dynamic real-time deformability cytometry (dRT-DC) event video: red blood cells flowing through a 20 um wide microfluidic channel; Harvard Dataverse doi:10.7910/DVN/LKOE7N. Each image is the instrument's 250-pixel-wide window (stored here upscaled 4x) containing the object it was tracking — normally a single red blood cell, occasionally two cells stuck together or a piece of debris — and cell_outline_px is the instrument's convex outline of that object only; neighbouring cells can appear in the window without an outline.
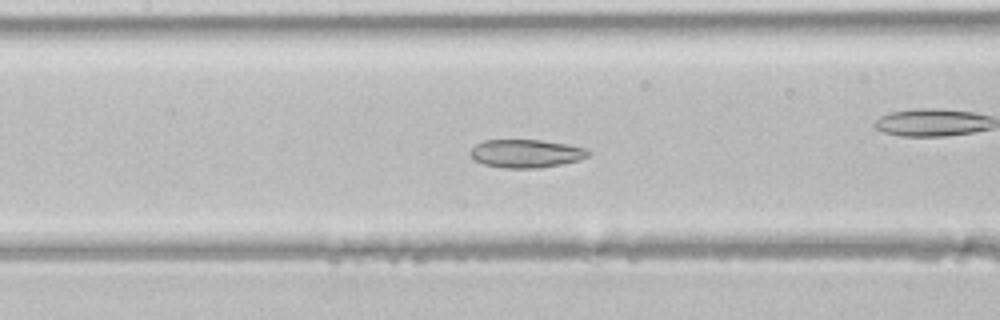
{"species": "common noctule bat (a hibernating species)", "species_latin": "Nyctalus noctula", "temperature_condition": "room temperature", "stored_images_in_passage": 45, "camera_frame_rate_fps": 3000, "um_per_image_px": 0.085, "animal": {"sex": "male", "body_mass_g": 21.5, "forearm_length_mm": 52.0}, "frame": {"image": 1, "passage_image": 20, "time_ms": 6.333, "image_size_px": [1000, 320], "cell_outline_px": [[592, 152], [588, 156], [580, 160], [540, 168], [504, 168], [484, 164], [476, 160], [472, 156], [472, 148], [476, 144], [484, 140], [540, 140], [588, 148]], "centroid_in_image_um": [44.77, 13.05], "position_along_channel_um": 162.6, "area_um2": 19.25}}
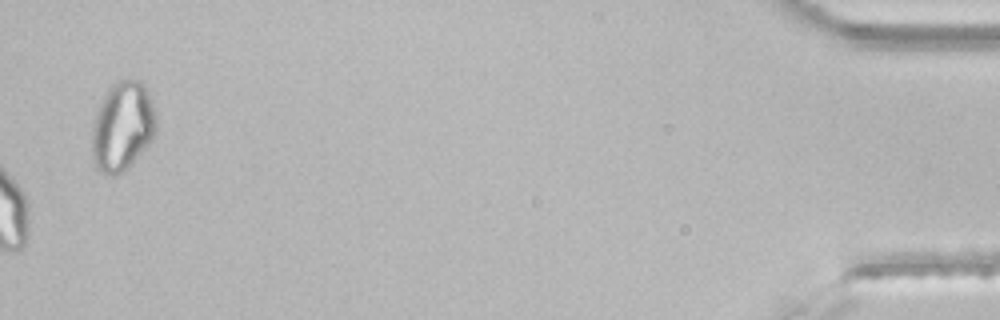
{"frame": {"image": 2, "passage_image": 45, "time_ms": 14.667, "image_size_px": [1000, 320], "cell_outline_px": [[156, 128], [152, 140], [140, 156], [132, 164], [116, 176], [104, 176], [96, 168], [92, 160], [92, 124], [96, 112], [104, 96], [112, 84], [124, 76], [140, 80], [148, 92], [156, 112]], "centroid_in_image_um": [10.41, 10.75], "position_along_channel_um": 424.8, "area_um2": 34.1}}